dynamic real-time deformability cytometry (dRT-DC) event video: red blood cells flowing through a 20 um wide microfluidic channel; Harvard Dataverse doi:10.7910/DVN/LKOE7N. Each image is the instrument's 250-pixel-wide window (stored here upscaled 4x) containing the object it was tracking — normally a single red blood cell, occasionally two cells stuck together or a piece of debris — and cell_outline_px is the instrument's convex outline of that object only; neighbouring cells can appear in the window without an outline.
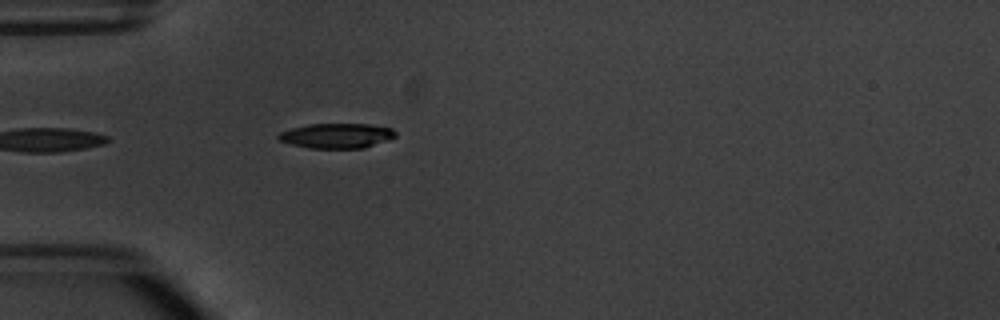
{"species": "common noctule bat (a hibernating species)", "species_latin": "Nyctalus noctula", "temperature_condition": "warm", "stored_images_in_passage": 4, "camera_frame_rate_fps": 3000, "um_per_image_px": 0.085, "animal": {"sex": "male", "body_mass_g": 20.1, "forearm_length_mm": 53.5}, "frame": {"image": 1, "passage_image": 4, "time_ms": 3.333, "image_size_px": [1000, 320], "cell_outline_px": [[396, 136], [388, 140], [364, 148], [308, 148], [292, 144], [280, 140], [276, 136], [280, 132], [292, 128], [308, 124], [368, 124], [392, 128], [396, 132]], "centroid_in_image_um": [28.63, 11.53], "position_along_channel_um": 56.4, "area_um2": 16.94}}